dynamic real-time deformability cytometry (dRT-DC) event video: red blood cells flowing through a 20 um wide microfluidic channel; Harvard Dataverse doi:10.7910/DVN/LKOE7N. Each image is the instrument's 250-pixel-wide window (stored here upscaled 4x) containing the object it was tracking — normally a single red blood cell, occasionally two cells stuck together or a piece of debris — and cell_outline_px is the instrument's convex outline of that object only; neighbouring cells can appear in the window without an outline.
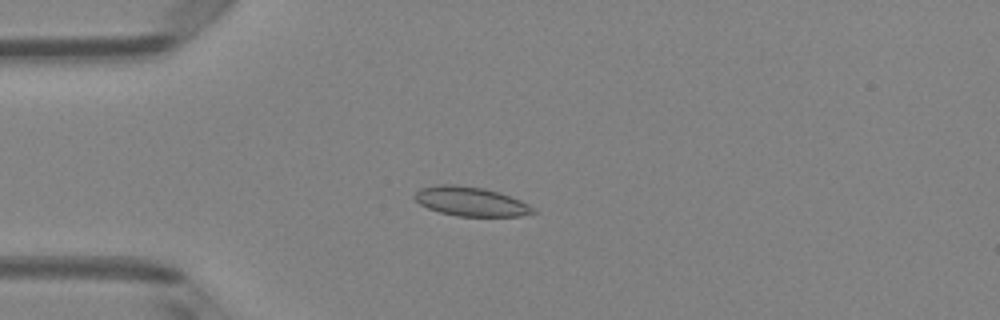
{"species": "Egyptian fruit bat (a non-hibernating species)", "species_latin": "Rousettus aegyptiacus", "temperature_condition": "room temperature", "stored_images_in_passage": 49, "camera_frame_rate_fps": 3000, "um_per_image_px": 0.085, "animal": {"sex": "female"}, "frame": {"image": 1, "passage_image": 13, "time_ms": 4.0, "image_size_px": [1000, 320], "cell_outline_px": [[536, 212], [520, 216], [456, 216], [440, 212], [428, 208], [420, 204], [412, 196], [420, 188], [440, 184], [456, 184], [484, 188], [520, 200], [536, 208]], "centroid_in_image_um": [39.99, 17.12], "position_along_channel_um": 45.0, "area_um2": 20.11}}
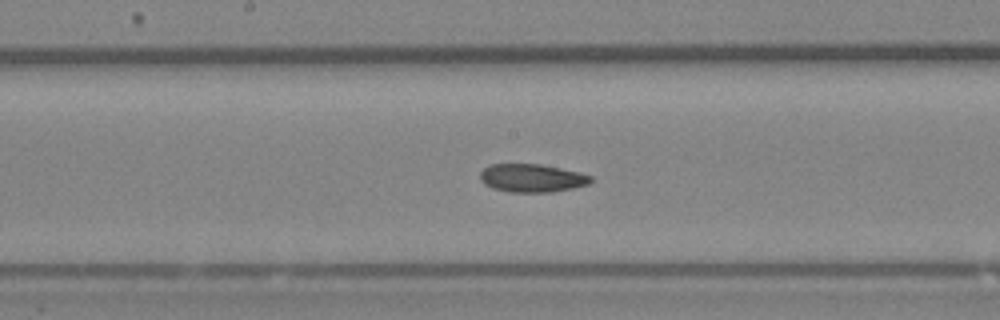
{"frame": {"image": 2, "passage_image": 26, "time_ms": 8.333, "image_size_px": [1000, 320], "cell_outline_px": [[592, 180], [588, 184], [572, 188], [552, 192], [508, 192], [492, 188], [484, 184], [480, 180], [480, 172], [488, 164], [540, 164], [560, 168], [592, 176]], "centroid_in_image_um": [45.16, 15.14], "position_along_channel_um": 203.0, "area_um2": 18.15}}
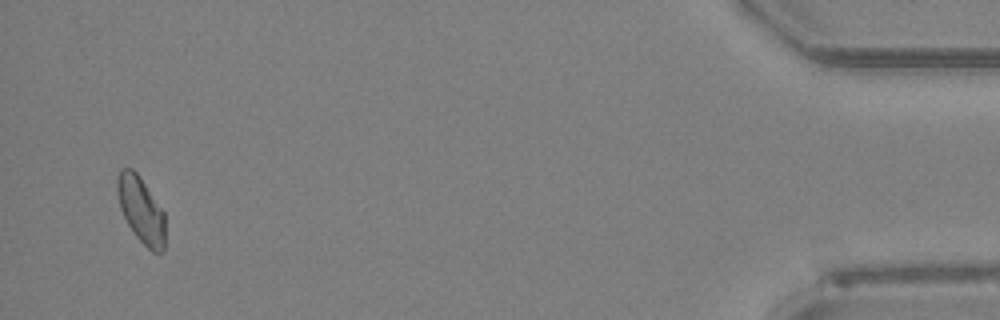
{"frame": {"image": 3, "passage_image": 48, "time_ms": 15.667, "image_size_px": [1000, 320], "cell_outline_px": [[164, 252], [152, 252], [136, 236], [128, 224], [120, 208], [116, 192], [116, 176], [120, 168], [132, 168], [140, 176], [164, 212]], "centroid_in_image_um": [11.96, 17.8], "position_along_channel_um": 423.2, "area_um2": 18.5}}